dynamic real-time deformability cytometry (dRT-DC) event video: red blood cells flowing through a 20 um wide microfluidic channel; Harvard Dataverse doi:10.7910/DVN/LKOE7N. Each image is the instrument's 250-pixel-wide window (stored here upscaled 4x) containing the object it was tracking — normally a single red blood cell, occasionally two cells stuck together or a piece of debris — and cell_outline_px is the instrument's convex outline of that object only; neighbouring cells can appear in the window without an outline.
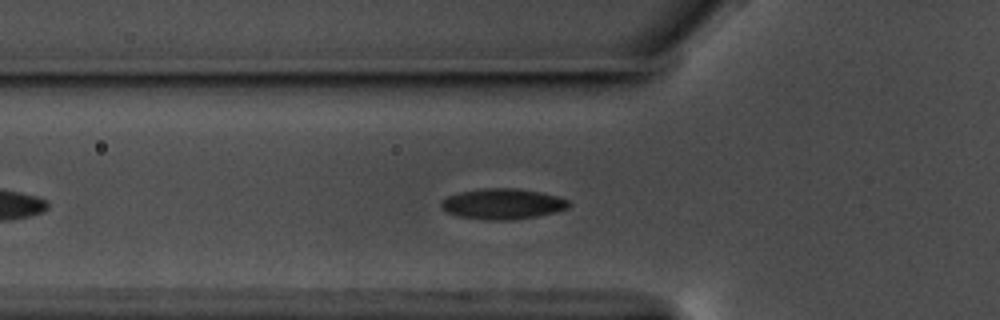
{"species": "common noctule bat (a hibernating species)", "species_latin": "Nyctalus noctula", "temperature_condition": "warm", "stored_images_in_passage": 32, "camera_frame_rate_fps": 3000, "um_per_image_px": 0.085, "animal": {"sex": "male", "body_mass_g": 17.5, "forearm_length_mm": 52.3}, "frame": {"image": 1, "passage_image": 10, "time_ms": 3.0, "image_size_px": [1000, 320], "cell_outline_px": [[572, 204], [568, 208], [556, 212], [536, 216], [508, 220], [484, 220], [460, 216], [448, 212], [440, 208], [440, 204], [448, 196], [460, 192], [484, 188], [516, 188], [540, 192], [556, 196], [568, 200]], "centroid_in_image_um": [42.74, 17.33], "position_along_channel_um": 83.1, "area_um2": 22.66}}
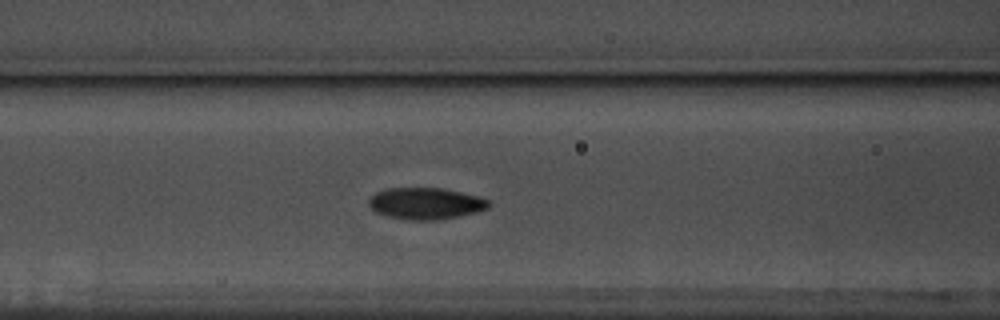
{"frame": {"image": 2, "passage_image": 14, "time_ms": 4.333, "image_size_px": [1000, 320], "cell_outline_px": [[492, 204], [488, 208], [476, 212], [460, 216], [436, 220], [404, 220], [388, 216], [376, 212], [368, 204], [368, 200], [376, 192], [384, 188], [440, 188], [480, 196], [488, 200]], "centroid_in_image_um": [36.19, 17.3], "position_along_channel_um": 130.4, "area_um2": 22.2}}